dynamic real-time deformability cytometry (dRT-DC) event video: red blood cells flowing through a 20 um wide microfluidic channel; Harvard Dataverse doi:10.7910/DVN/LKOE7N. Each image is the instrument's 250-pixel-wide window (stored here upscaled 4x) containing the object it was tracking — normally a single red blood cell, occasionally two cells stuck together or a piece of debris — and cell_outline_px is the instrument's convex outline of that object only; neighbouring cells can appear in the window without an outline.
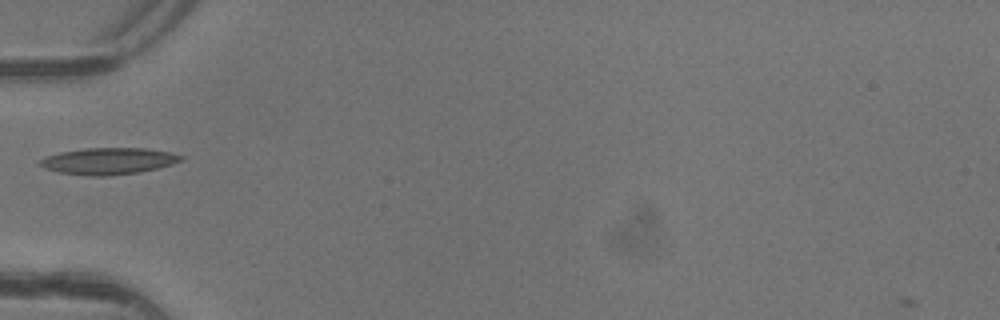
{"species": "common noctule bat (a hibernating species)", "species_latin": "Nyctalus noctula", "temperature_condition": "warm", "stored_images_in_passage": 5, "camera_frame_rate_fps": 3000, "um_per_image_px": 0.085, "animal": {"sex": "female"}, "frame": {"image": 1, "passage_image": 4, "time_ms": 1.0, "image_size_px": [1000, 320], "cell_outline_px": [[184, 160], [172, 164], [140, 172], [100, 176], [92, 176], [60, 172], [44, 168], [36, 164], [44, 156], [60, 152], [84, 148], [144, 148], [168, 152], [184, 156]], "centroid_in_image_um": [9.18, 13.68], "position_along_channel_um": 75.8, "area_um2": 21.79}}
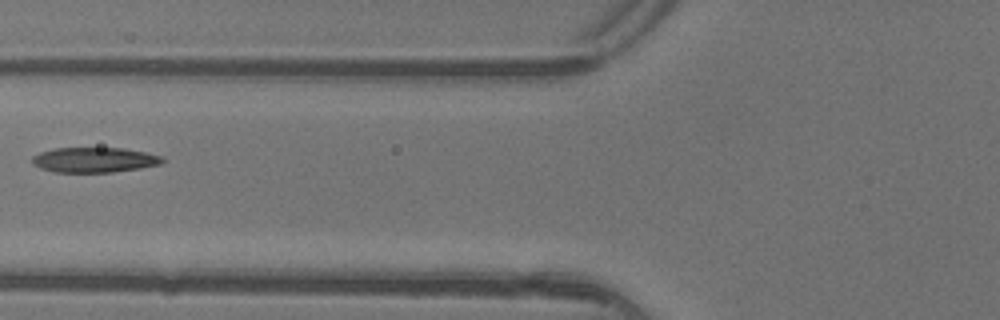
{"frame": {"image": 2, "passage_image": 5, "time_ms": 1.333, "image_size_px": [1000, 320], "cell_outline_px": [[164, 164], [140, 168], [112, 172], [52, 172], [40, 168], [32, 164], [32, 156], [40, 152], [56, 148], [124, 148], [164, 156]], "centroid_in_image_um": [8.03, 13.59], "position_along_channel_um": 117.8, "area_um2": 19.19}}